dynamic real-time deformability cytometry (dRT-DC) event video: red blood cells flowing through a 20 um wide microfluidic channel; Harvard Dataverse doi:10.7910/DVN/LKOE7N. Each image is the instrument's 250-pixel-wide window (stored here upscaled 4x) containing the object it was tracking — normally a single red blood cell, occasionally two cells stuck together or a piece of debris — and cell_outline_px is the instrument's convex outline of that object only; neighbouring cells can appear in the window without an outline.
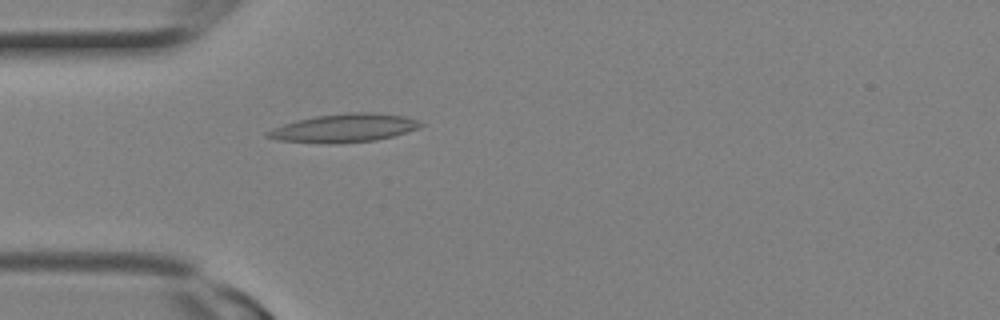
{"species": "Egyptian fruit bat (a non-hibernating species)", "species_latin": "Rousettus aegyptiacus", "temperature_condition": "room temperature", "stored_images_in_passage": 7, "camera_frame_rate_fps": 3000, "um_per_image_px": 0.085, "animal": {"sex": "female"}, "frame": {"image": 1, "passage_image": 2, "time_ms": 0.333, "image_size_px": [1000, 320], "cell_outline_px": [[424, 124], [416, 128], [392, 136], [376, 140], [332, 144], [328, 144], [276, 140], [264, 136], [264, 132], [284, 124], [296, 120], [316, 116], [344, 112], [376, 112], [404, 116], [416, 120]], "centroid_in_image_um": [29.19, 10.88], "position_along_channel_um": 55.8, "area_um2": 25.32}}
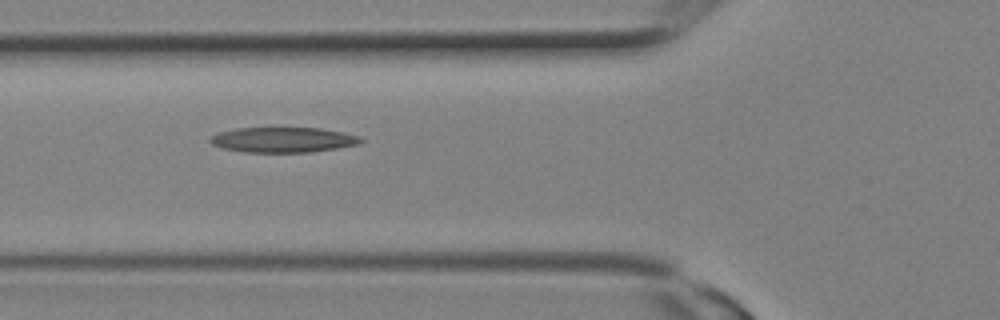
{"frame": {"image": 2, "passage_image": 4, "time_ms": 1.0, "image_size_px": [1000, 320], "cell_outline_px": [[364, 140], [356, 144], [336, 148], [312, 152], [244, 152], [224, 148], [212, 144], [208, 140], [212, 136], [220, 132], [236, 128], [320, 128], [344, 132], [360, 136]], "centroid_in_image_um": [24.07, 11.88], "position_along_channel_um": 101.7, "area_um2": 21.96}}
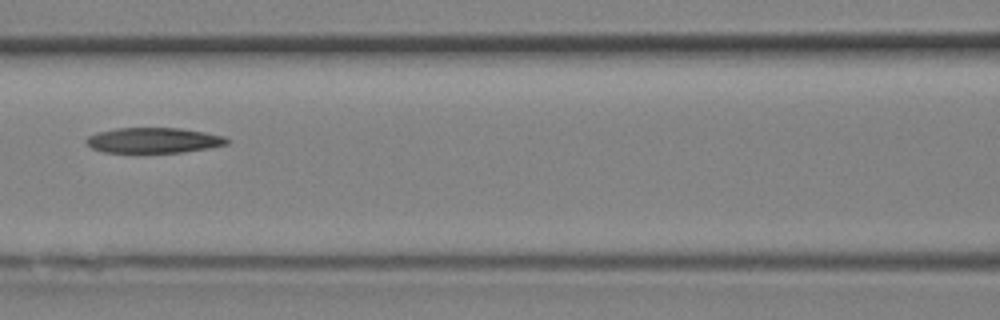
{"frame": {"image": 3, "passage_image": 6, "time_ms": 1.667, "image_size_px": [1000, 320], "cell_outline_px": [[228, 144], [208, 148], [184, 152], [140, 156], [136, 156], [104, 152], [92, 148], [84, 140], [88, 136], [96, 132], [116, 128], [180, 128], [204, 132], [224, 136], [228, 140]], "centroid_in_image_um": [12.98, 11.98], "position_along_channel_um": 153.6, "area_um2": 21.91}}